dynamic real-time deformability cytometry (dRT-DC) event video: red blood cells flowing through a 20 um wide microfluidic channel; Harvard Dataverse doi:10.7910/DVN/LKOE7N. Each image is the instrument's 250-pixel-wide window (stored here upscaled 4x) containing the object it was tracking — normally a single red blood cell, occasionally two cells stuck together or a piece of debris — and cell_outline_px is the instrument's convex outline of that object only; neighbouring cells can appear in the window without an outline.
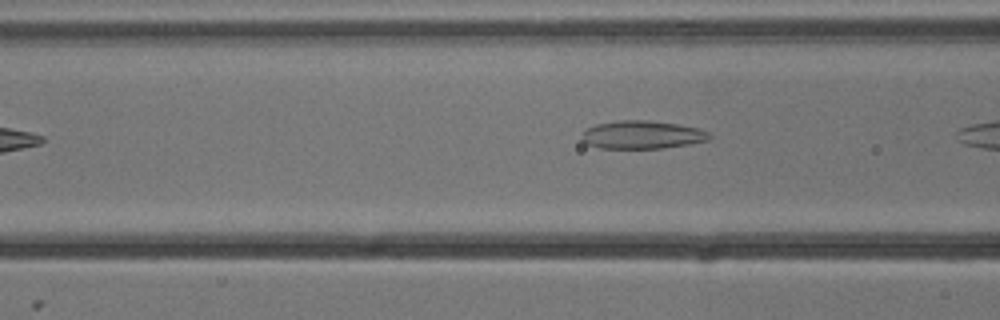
{"species": "common noctule bat (a hibernating species)", "species_latin": "Nyctalus noctula", "temperature_condition": "cold", "stored_images_in_passage": 4, "camera_frame_rate_fps": 3000, "um_per_image_px": 0.085, "animal": {"sex": "male", "body_mass_g": 13.3}, "frame": {"image": 1, "passage_image": 4, "time_ms": 1.0, "image_size_px": [1000, 320], "cell_outline_px": [[712, 136], [708, 140], [688, 144], [664, 148], [600, 148], [588, 144], [584, 140], [584, 132], [588, 128], [596, 124], [620, 120], [648, 120], [676, 124], [700, 128], [708, 132]], "centroid_in_image_um": [54.63, 11.45], "position_along_channel_um": 112.0, "area_um2": 20.63}}